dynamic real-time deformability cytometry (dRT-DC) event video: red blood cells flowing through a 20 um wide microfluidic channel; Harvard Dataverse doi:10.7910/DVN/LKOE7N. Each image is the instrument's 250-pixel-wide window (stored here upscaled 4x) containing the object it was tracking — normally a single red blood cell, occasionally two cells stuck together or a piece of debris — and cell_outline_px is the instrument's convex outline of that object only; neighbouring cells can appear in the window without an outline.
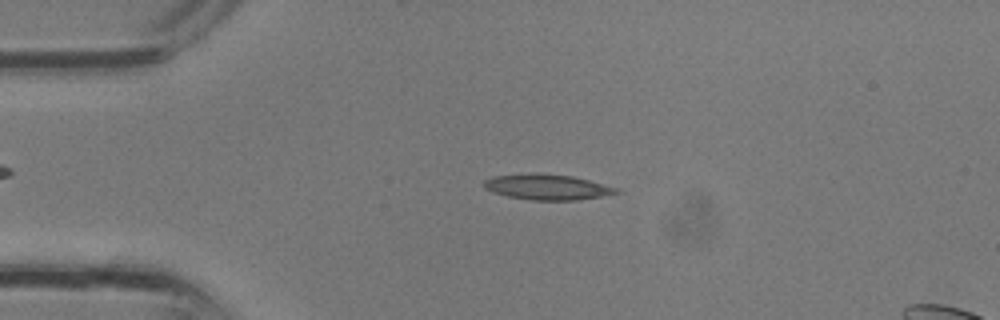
{"species": "common noctule bat (a hibernating species)", "species_latin": "Nyctalus noctula", "temperature_condition": "room temperature", "stored_images_in_passage": 34, "segment_of_instrument_passage": [1, 2], "camera_frame_rate_fps": 3000, "um_per_image_px": 0.085, "animal": {"sex": "male", "body_mass_g": 13.3}, "frame": {"image": 1, "passage_image": 7, "time_ms": 2.0, "image_size_px": [1000, 320], "cell_outline_px": [[624, 192], [576, 200], [532, 200], [508, 196], [492, 192], [484, 188], [484, 180], [492, 176], [572, 176], [620, 188]], "centroid_in_image_um": [46.59, 15.95], "position_along_channel_um": 38.4, "area_um2": 18.67}}
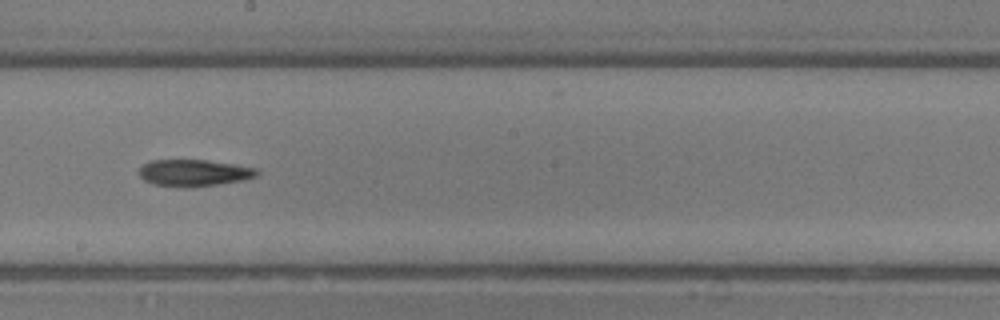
{"frame": {"image": 2, "passage_image": 18, "time_ms": 5.667, "image_size_px": [1000, 320], "cell_outline_px": [[260, 172], [256, 176], [244, 180], [216, 184], [152, 184], [144, 180], [140, 176], [140, 168], [144, 164], [152, 160], [208, 160], [260, 168]], "centroid_in_image_um": [16.57, 14.63], "position_along_channel_um": 231.6, "area_um2": 17.51}}
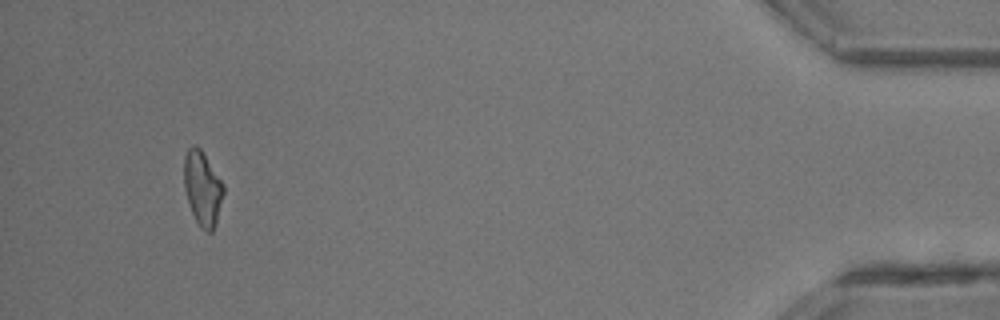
{"frame": {"image": 3, "passage_image": 31, "time_ms": 10.0, "image_size_px": [1000, 320], "cell_outline_px": [[224, 192], [216, 224], [212, 232], [208, 232], [200, 228], [192, 212], [184, 188], [184, 156], [188, 148], [192, 144], [196, 144], [200, 148], [224, 184]], "centroid_in_image_um": [17.21, 15.99], "position_along_channel_um": 418.0, "area_um2": 17.11}}